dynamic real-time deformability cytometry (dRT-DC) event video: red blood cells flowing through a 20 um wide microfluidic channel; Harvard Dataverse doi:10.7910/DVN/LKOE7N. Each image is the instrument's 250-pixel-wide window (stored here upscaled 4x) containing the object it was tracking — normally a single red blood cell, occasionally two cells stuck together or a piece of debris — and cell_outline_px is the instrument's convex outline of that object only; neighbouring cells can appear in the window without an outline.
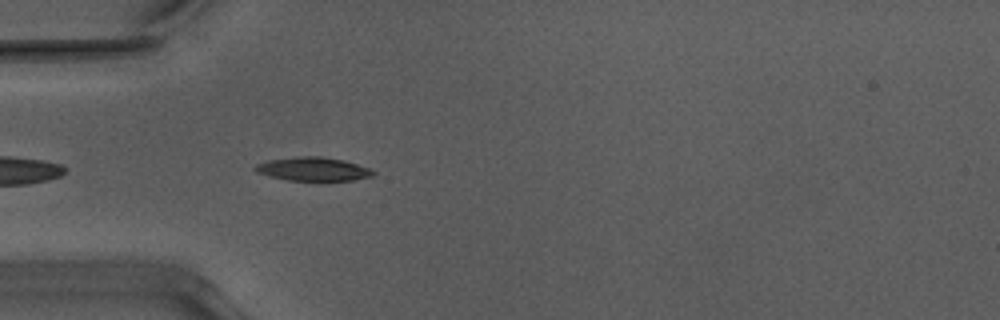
{"species": "Egyptian fruit bat (a non-hibernating species)", "species_latin": "Rousettus aegyptiacus", "temperature_condition": "warm", "stored_images_in_passage": 15, "camera_frame_rate_fps": 3000, "um_per_image_px": 0.085, "animal": {"sex": "male"}, "frame": {"image": 1, "passage_image": 3, "time_ms": 0.667, "image_size_px": [1000, 320], "cell_outline_px": [[376, 172], [372, 176], [352, 180], [320, 184], [288, 180], [268, 176], [256, 172], [252, 168], [256, 164], [268, 160], [296, 156], [320, 156], [344, 160], [368, 168]], "centroid_in_image_um": [26.59, 14.42], "position_along_channel_um": 58.4, "area_um2": 17.11}}
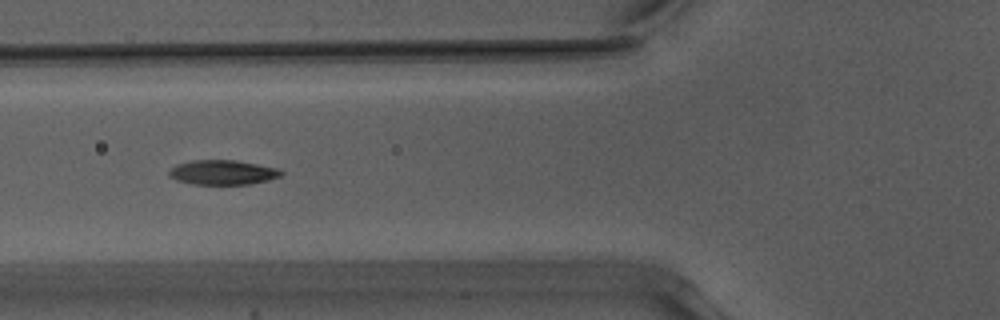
{"frame": {"image": 2, "passage_image": 7, "time_ms": 2.0, "image_size_px": [1000, 320], "cell_outline_px": [[284, 172], [280, 176], [268, 180], [252, 184], [192, 184], [176, 180], [168, 176], [168, 172], [176, 164], [192, 160], [236, 160], [280, 168]], "centroid_in_image_um": [18.94, 14.65], "position_along_channel_um": 106.9, "area_um2": 16.24}}
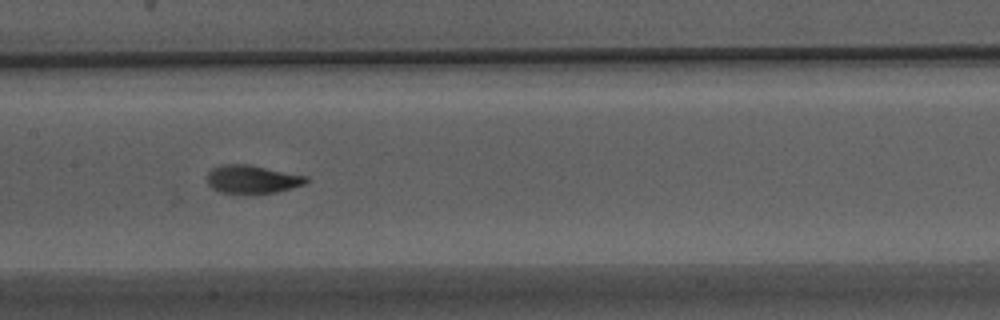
{"frame": {"image": 3, "passage_image": 13, "time_ms": 4.0, "image_size_px": [1000, 320], "cell_outline_px": [[312, 180], [304, 184], [292, 188], [276, 192], [220, 192], [212, 188], [208, 184], [208, 172], [212, 168], [220, 164], [248, 164], [308, 176]], "centroid_in_image_um": [21.47, 15.21], "position_along_channel_um": 185.9, "area_um2": 16.13}}